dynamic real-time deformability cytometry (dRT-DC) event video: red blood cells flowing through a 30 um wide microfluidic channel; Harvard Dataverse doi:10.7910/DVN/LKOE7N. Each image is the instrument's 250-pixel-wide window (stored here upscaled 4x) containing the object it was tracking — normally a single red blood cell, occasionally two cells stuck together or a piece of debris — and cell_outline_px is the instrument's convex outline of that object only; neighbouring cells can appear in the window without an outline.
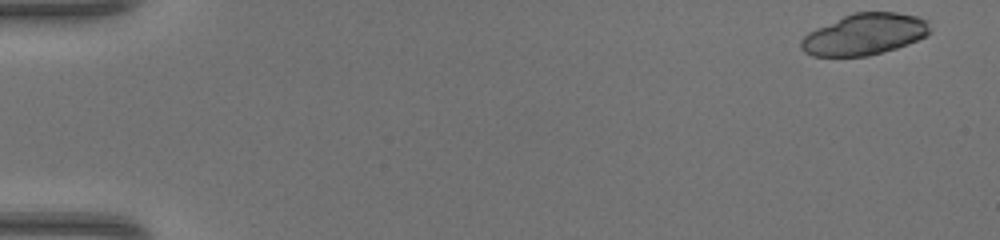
{"species": "common noctule bat (a hibernating species)", "species_latin": "Nyctalus noctula", "temperature_condition": "warm", "stored_images_in_passage": 23, "camera_frame_rate_fps": 3000, "um_per_image_px": 0.085, "animal": {"sex": "female", "body_mass_g": 17.0, "forearm_length_mm": 48.0}, "frame": {"image": 1, "passage_image": 1, "time_ms": 0.0, "image_size_px": [1000, 240], "cell_outline_px": [[932, 32], [928, 36], [908, 44], [896, 48], [868, 56], [812, 56], [804, 52], [800, 48], [800, 40], [808, 32], [816, 28], [852, 12], [896, 12], [920, 16], [928, 20], [932, 28]], "centroid_in_image_um": [73.53, 2.91], "position_along_channel_um": 11.5, "area_um2": 31.5}}
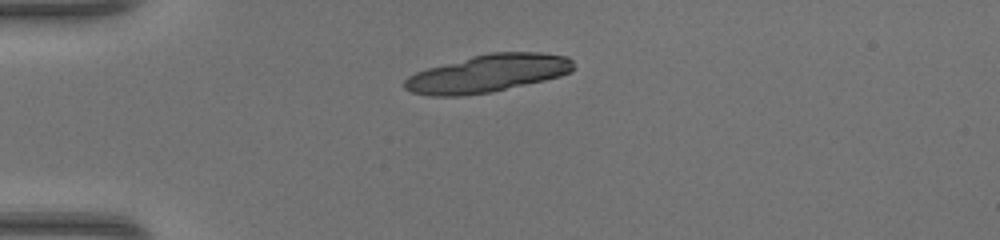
{"frame": {"image": 2, "passage_image": 12, "time_ms": 3.667, "image_size_px": [1000, 240], "cell_outline_px": [[576, 68], [572, 72], [560, 76], [544, 80], [492, 92], [464, 96], [428, 96], [412, 92], [404, 88], [404, 80], [408, 76], [416, 72], [428, 68], [472, 56], [488, 52], [540, 52], [568, 56], [572, 60]], "centroid_in_image_um": [41.49, 6.24], "position_along_channel_um": 43.5, "area_um2": 37.28}}